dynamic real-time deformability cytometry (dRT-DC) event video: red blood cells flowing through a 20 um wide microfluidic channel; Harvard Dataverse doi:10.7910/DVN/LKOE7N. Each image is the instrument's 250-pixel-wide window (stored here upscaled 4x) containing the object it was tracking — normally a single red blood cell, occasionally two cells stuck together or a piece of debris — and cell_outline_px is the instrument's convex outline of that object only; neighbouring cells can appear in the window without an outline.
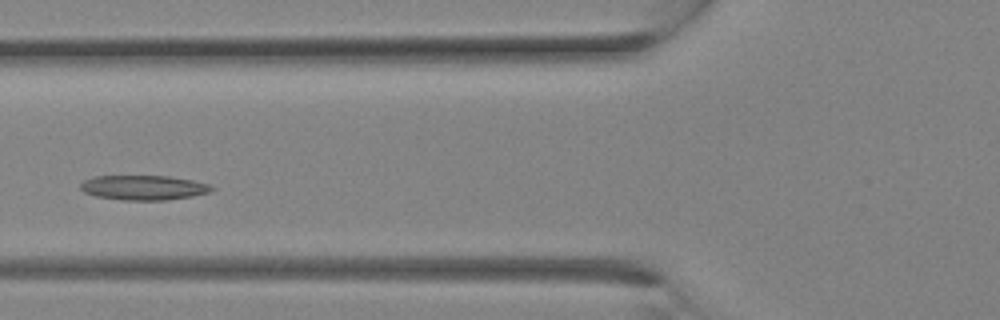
{"species": "Egyptian fruit bat (a non-hibernating species)", "species_latin": "Rousettus aegyptiacus", "temperature_condition": "room temperature", "stored_images_in_passage": 24, "camera_frame_rate_fps": 3000, "um_per_image_px": 0.085, "animal": {"sex": "female"}, "frame": {"image": 1, "passage_image": 7, "time_ms": 2.0, "image_size_px": [1000, 320], "cell_outline_px": [[216, 188], [212, 192], [192, 196], [164, 200], [124, 200], [96, 196], [84, 192], [80, 188], [80, 184], [84, 180], [96, 176], [168, 176], [192, 180], [212, 184]], "centroid_in_image_um": [12.26, 15.94], "position_along_channel_um": 113.5, "area_um2": 18.96}}
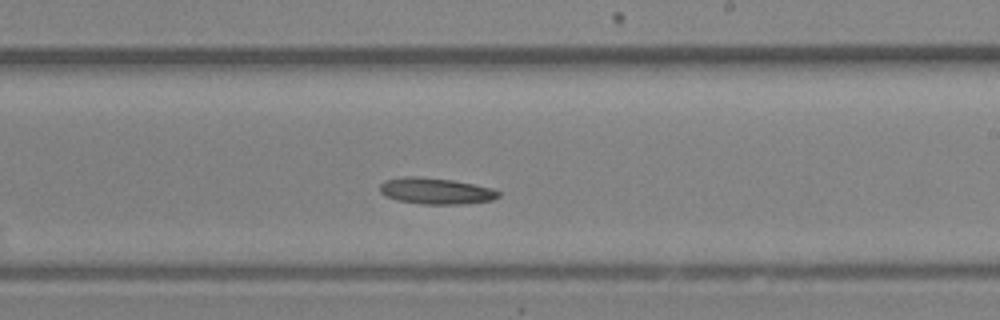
{"frame": {"image": 2, "passage_image": 13, "time_ms": 4.0, "image_size_px": [1000, 320], "cell_outline_px": [[500, 196], [492, 200], [460, 204], [424, 204], [396, 200], [384, 196], [380, 192], [380, 184], [384, 180], [404, 176], [416, 176], [452, 180], [492, 188], [500, 192]], "centroid_in_image_um": [37.01, 16.23], "position_along_channel_um": 252.0, "area_um2": 18.15}}
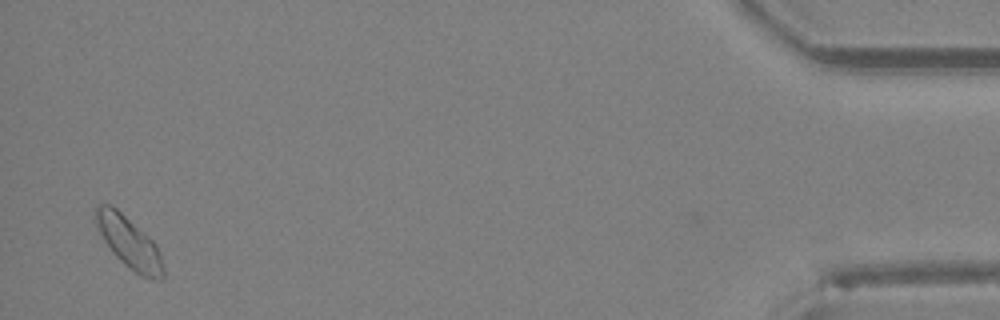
{"frame": {"image": 3, "passage_image": 24, "time_ms": 7.667, "image_size_px": [1000, 320], "cell_outline_px": [[164, 280], [152, 280], [140, 276], [124, 264], [112, 252], [104, 240], [96, 224], [96, 208], [100, 204], [108, 204], [116, 208], [148, 236], [156, 244], [160, 252], [164, 268]], "centroid_in_image_um": [11.02, 20.67], "position_along_channel_um": 424.2, "area_um2": 20.06}}